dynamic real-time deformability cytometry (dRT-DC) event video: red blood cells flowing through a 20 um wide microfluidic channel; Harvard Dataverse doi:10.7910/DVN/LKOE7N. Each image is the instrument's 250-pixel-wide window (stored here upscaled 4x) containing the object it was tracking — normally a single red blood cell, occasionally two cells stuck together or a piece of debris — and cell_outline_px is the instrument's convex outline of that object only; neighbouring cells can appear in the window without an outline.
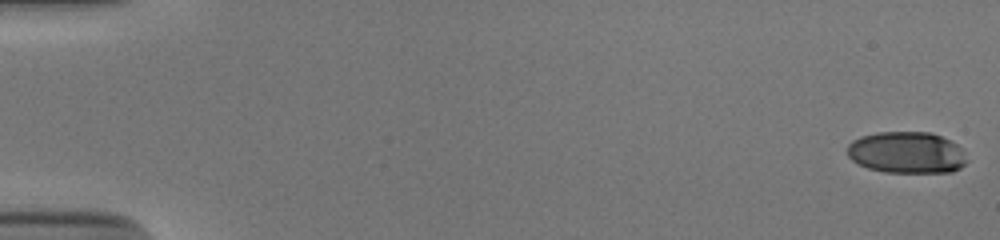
{"species": "human", "species_latin": "Homo sapiens", "temperature_condition": "cold", "stored_images_in_passage": 54, "camera_frame_rate_fps": 3000, "um_per_image_px": 0.085, "donor": {"sex": "male"}, "frame": {"image": 1, "passage_image": 1, "time_ms": 0.0, "image_size_px": [1000, 240], "cell_outline_px": [[968, 160], [960, 168], [952, 172], [884, 172], [868, 168], [852, 160], [848, 156], [848, 144], [852, 140], [860, 136], [876, 132], [932, 132], [952, 140], [960, 148]], "centroid_in_image_um": [77.07, 12.95], "position_along_channel_um": 7.9, "area_um2": 29.13}}
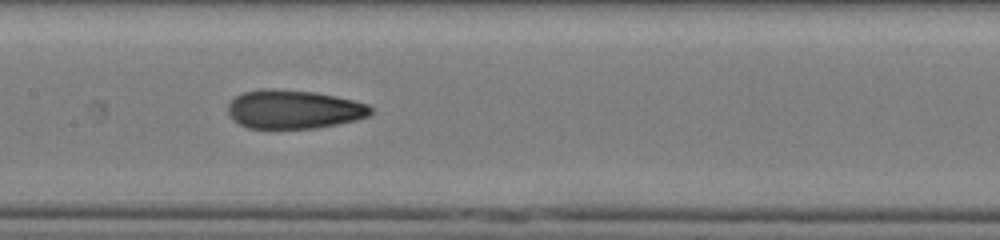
{"frame": {"image": 2, "passage_image": 28, "time_ms": 9.0, "image_size_px": [1000, 240], "cell_outline_px": [[372, 112], [368, 116], [356, 120], [316, 128], [248, 128], [232, 120], [228, 112], [228, 104], [236, 96], [244, 92], [260, 88], [272, 88], [316, 92], [336, 96], [368, 104], [372, 108]], "centroid_in_image_um": [24.95, 9.28], "position_along_channel_um": 182.4, "area_um2": 32.31}}
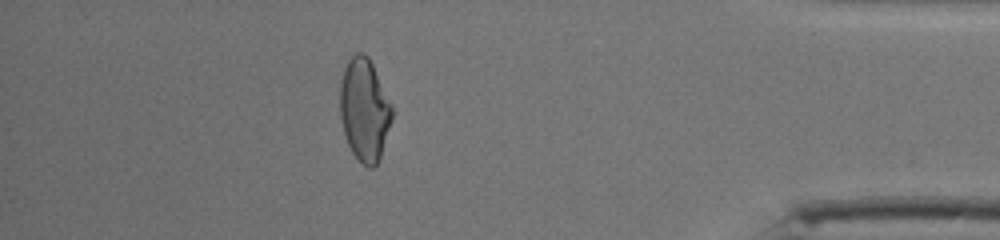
{"frame": {"image": 3, "passage_image": 48, "time_ms": 15.667, "image_size_px": [1000, 240], "cell_outline_px": [[392, 120], [380, 160], [372, 168], [368, 168], [360, 164], [352, 152], [348, 144], [340, 120], [340, 84], [344, 68], [348, 60], [356, 52], [364, 52], [368, 56], [392, 104]], "centroid_in_image_um": [30.98, 9.36], "position_along_channel_um": 404.2, "area_um2": 31.39}, "authors_computed_cell_mechanics": {"area_um2": 31.6744, "velocity_mm_per_s": 3.8905, "shape_relaxation_time_tau1_ms": 10.1773, "shape_relaxation_time_tau2_ms": 1.1285, "deformation_change_tau1": 0.3152, "deformation_change_tau2": 0.081}}